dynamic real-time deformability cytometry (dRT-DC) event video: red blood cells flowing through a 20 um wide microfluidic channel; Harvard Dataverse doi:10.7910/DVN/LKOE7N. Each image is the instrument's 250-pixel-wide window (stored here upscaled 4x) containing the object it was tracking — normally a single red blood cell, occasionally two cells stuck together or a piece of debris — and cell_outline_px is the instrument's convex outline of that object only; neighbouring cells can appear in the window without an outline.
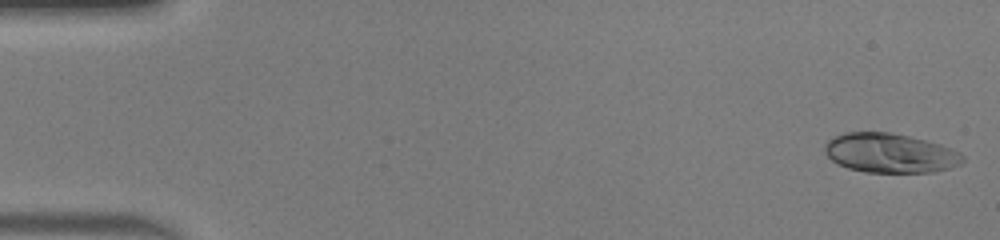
{"species": "human", "species_latin": "Homo sapiens", "temperature_condition": "warm", "stored_images_in_passage": 49, "camera_frame_rate_fps": 3000, "um_per_image_px": 0.085, "donor": {"sex": "male"}, "frame": {"image": 1, "passage_image": 1, "time_ms": 0.0, "image_size_px": [1000, 240], "cell_outline_px": [[964, 160], [960, 164], [948, 168], [932, 172], [864, 172], [848, 168], [836, 164], [824, 152], [824, 144], [832, 136], [844, 132], [888, 132], [908, 136], [940, 144], [952, 148], [960, 152], [964, 156]], "centroid_in_image_um": [75.62, 13.01], "position_along_channel_um": 9.4, "area_um2": 31.79}}
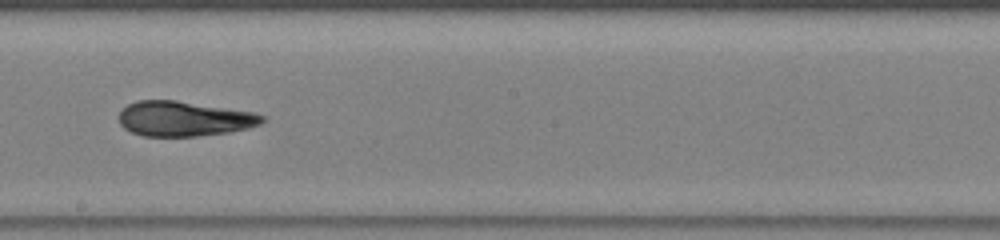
{"frame": {"image": 2, "passage_image": 28, "time_ms": 9.0, "image_size_px": [1000, 240], "cell_outline_px": [[264, 120], [260, 124], [248, 128], [228, 132], [196, 136], [144, 136], [132, 132], [124, 128], [120, 124], [120, 112], [128, 104], [136, 100], [176, 100], [252, 112], [264, 116]], "centroid_in_image_um": [15.62, 10.09], "position_along_channel_um": 232.6, "area_um2": 28.96}}
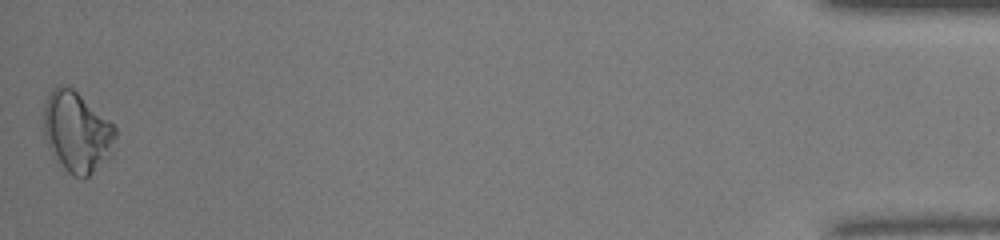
{"frame": {"image": 3, "passage_image": 49, "time_ms": 16.0, "image_size_px": [1000, 240], "cell_outline_px": [[116, 136], [112, 152], [84, 180], [80, 180], [72, 176], [64, 168], [48, 148], [44, 136], [44, 104], [52, 88], [56, 84], [64, 84], [72, 88], [108, 120], [116, 128]], "centroid_in_image_um": [6.5, 11.21], "position_along_channel_um": 428.7, "area_um2": 33.47}, "authors_computed_cell_mechanics": {"area_um2": 30.1716, "velocity_mm_per_s": 4.1554, "shape_relaxation_time_tau1_ms": 5.8712, "shape_relaxation_time_tau2_ms": 2.3601, "deformation_change_tau1": 0.2036, "deformation_change_tau2": 0.0588}}